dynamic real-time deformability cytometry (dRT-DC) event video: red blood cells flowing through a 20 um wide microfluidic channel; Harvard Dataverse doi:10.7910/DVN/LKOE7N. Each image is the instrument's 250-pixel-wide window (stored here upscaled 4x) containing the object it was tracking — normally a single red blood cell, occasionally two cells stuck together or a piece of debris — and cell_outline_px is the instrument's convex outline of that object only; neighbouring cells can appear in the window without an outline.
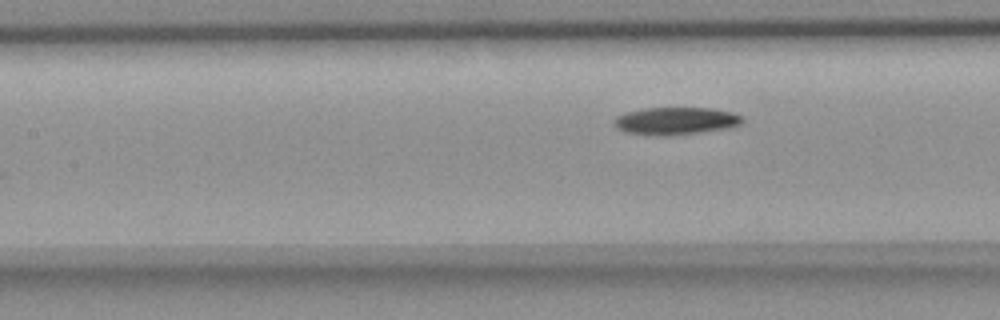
{"species": "common noctule bat (a hibernating species)", "species_latin": "Nyctalus noctula", "temperature_condition": "room temperature", "stored_images_in_passage": 9, "camera_frame_rate_fps": 3000, "um_per_image_px": 0.085, "animal": {"sex": "female", "body_mass_g": 18.4}, "frame": {"image": 1, "passage_image": 6, "time_ms": 6.0, "image_size_px": [1000, 320], "cell_outline_px": [[744, 120], [740, 124], [728, 128], [700, 132], [664, 136], [660, 136], [624, 132], [616, 128], [612, 124], [612, 120], [616, 116], [628, 112], [644, 108], [712, 108], [732, 112], [744, 116]], "centroid_in_image_um": [57.42, 10.28], "position_along_channel_um": 150.0, "area_um2": 20.69}}
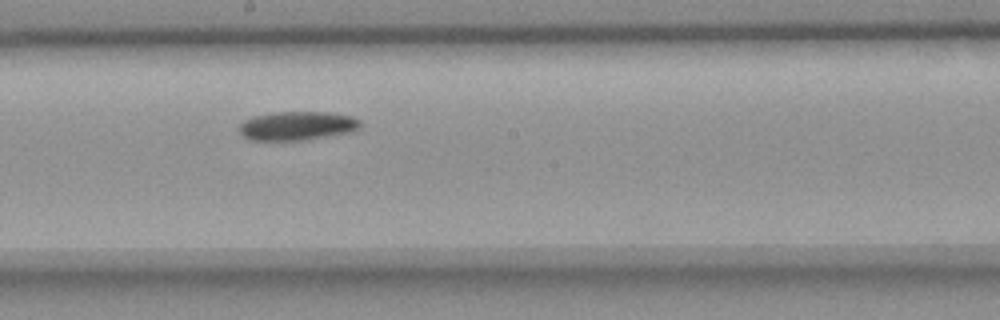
{"frame": {"image": 2, "passage_image": 8, "time_ms": 8.0, "image_size_px": [1000, 320], "cell_outline_px": [[360, 128], [348, 132], [304, 140], [252, 140], [244, 136], [236, 128], [244, 120], [252, 116], [272, 112], [328, 112], [352, 116], [360, 120]], "centroid_in_image_um": [25.21, 10.68], "position_along_channel_um": 223.0, "area_um2": 20.35}}
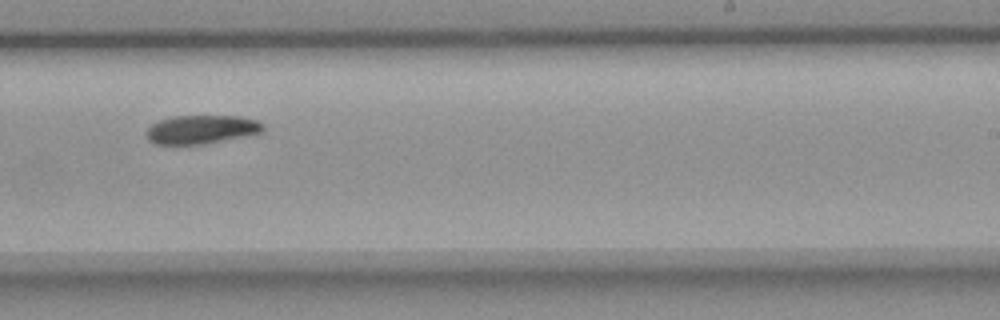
{"frame": {"image": 3, "passage_image": 9, "time_ms": 9.333, "image_size_px": [1000, 320], "cell_outline_px": [[264, 132], [248, 136], [204, 144], [156, 144], [148, 140], [144, 132], [152, 124], [160, 120], [172, 116], [236, 116], [256, 120], [264, 124]], "centroid_in_image_um": [17.13, 11.01], "position_along_channel_um": 271.9, "area_um2": 19.65}}